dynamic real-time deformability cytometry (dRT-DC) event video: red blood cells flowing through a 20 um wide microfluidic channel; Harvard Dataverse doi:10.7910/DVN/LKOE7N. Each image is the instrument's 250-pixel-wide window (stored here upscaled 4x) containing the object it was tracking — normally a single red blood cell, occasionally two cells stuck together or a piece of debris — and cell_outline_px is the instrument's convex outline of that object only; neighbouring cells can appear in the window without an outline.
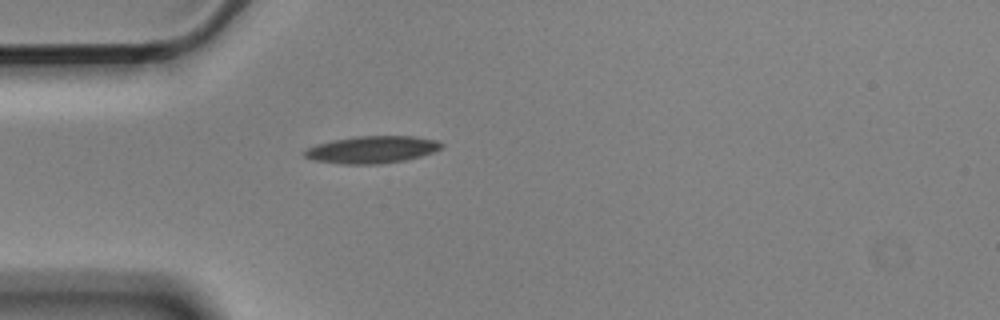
{"species": "Egyptian fruit bat (a non-hibernating species)", "species_latin": "Rousettus aegyptiacus", "temperature_condition": "cold", "stored_images_in_passage": 1, "camera_frame_rate_fps": 3000, "um_per_image_px": 0.085, "animal": {"sex": "male"}, "frame": {"image": 1, "passage_image": 1, "time_ms": 0.0, "image_size_px": [1000, 320], "cell_outline_px": [[444, 144], [440, 148], [432, 152], [420, 156], [404, 160], [380, 164], [344, 164], [312, 160], [304, 156], [304, 148], [316, 144], [332, 140], [356, 136], [412, 136], [436, 140]], "centroid_in_image_um": [31.56, 12.71], "position_along_channel_um": 53.4, "area_um2": 21.68}}